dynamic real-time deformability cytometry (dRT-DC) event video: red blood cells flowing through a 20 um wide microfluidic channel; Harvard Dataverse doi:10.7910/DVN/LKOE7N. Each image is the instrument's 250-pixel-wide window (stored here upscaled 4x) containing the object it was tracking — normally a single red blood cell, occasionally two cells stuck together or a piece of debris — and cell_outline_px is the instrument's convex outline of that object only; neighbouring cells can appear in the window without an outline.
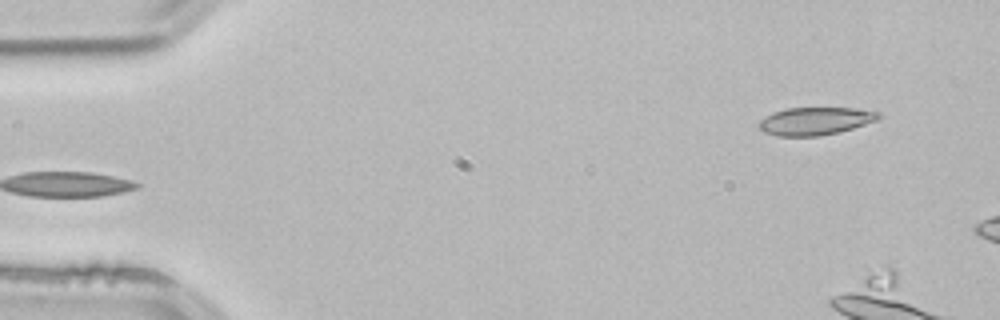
{"species": "common noctule bat (a hibernating species)", "species_latin": "Nyctalus noctula", "temperature_condition": "room temperature", "stored_images_in_passage": 3, "segment_of_instrument_passage": [2, 2], "camera_frame_rate_fps": 3000, "um_per_image_px": 0.085, "animal": {"sex": "male", "body_mass_g": 21.5, "forearm_length_mm": 52.0}, "frame": {"image": 1, "passage_image": 3, "time_ms": 0.667, "image_size_px": [1000, 320], "cell_outline_px": [[884, 116], [876, 120], [840, 132], [820, 136], [776, 136], [764, 132], [760, 128], [760, 120], [772, 112], [784, 108], [852, 108], [880, 112]], "centroid_in_image_um": [69.3, 10.29], "position_along_channel_um": 15.7, "area_um2": 19.36}}